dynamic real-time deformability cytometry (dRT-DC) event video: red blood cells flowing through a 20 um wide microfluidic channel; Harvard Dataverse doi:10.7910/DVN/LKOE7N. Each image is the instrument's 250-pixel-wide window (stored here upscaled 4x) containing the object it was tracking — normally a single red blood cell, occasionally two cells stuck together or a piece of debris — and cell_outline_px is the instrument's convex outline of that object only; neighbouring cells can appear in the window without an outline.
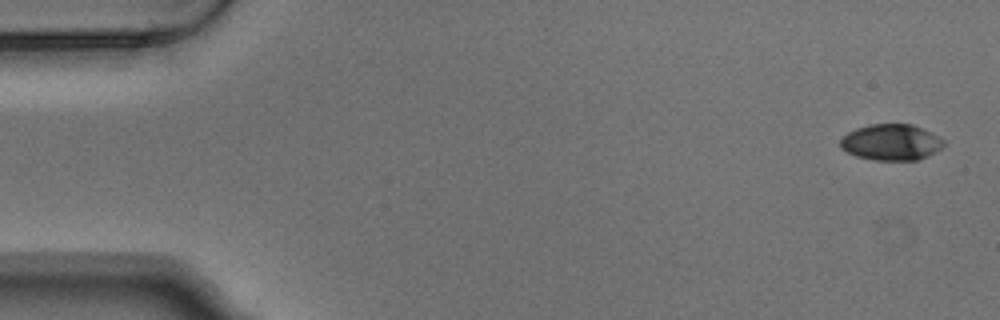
{"species": "Egyptian fruit bat (a non-hibernating species)", "species_latin": "Rousettus aegyptiacus", "temperature_condition": "warm", "stored_images_in_passage": 5, "camera_frame_rate_fps": 3000, "um_per_image_px": 0.085, "animal": {"sex": "male"}, "frame": {"image": 1, "passage_image": 1, "time_ms": 0.0, "image_size_px": [1000, 320], "cell_outline_px": [[948, 144], [928, 156], [916, 160], [876, 160], [856, 156], [840, 148], [840, 140], [848, 132], [856, 128], [872, 124], [912, 124], [940, 136]], "centroid_in_image_um": [75.79, 12.09], "position_along_channel_um": 9.2, "area_um2": 21.85}}